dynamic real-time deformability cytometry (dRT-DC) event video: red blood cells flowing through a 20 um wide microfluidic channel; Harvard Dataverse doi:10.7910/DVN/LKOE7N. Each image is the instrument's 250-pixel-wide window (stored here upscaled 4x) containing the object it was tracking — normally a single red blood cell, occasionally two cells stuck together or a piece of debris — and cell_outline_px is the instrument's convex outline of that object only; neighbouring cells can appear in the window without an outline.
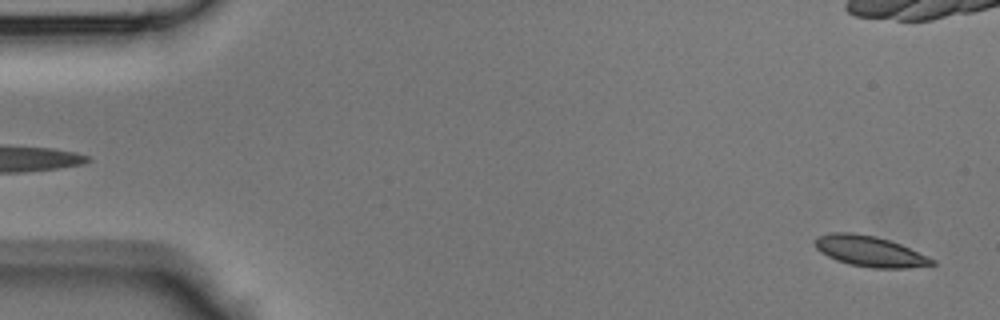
{"species": "Egyptian fruit bat (a non-hibernating species)", "species_latin": "Rousettus aegyptiacus", "temperature_condition": "room temperature", "stored_images_in_passage": 45, "camera_frame_rate_fps": 3000, "um_per_image_px": 0.085, "animal": {"sex": "male"}, "frame": {"image": 1, "passage_image": 1, "time_ms": 0.0, "image_size_px": [1000, 320], "cell_outline_px": [[936, 264], [908, 268], [872, 268], [848, 264], [836, 260], [820, 252], [816, 248], [816, 236], [832, 232], [852, 232], [876, 236], [900, 244], [928, 256], [936, 260]], "centroid_in_image_um": [73.93, 21.36], "position_along_channel_um": 11.1, "area_um2": 20.92}}
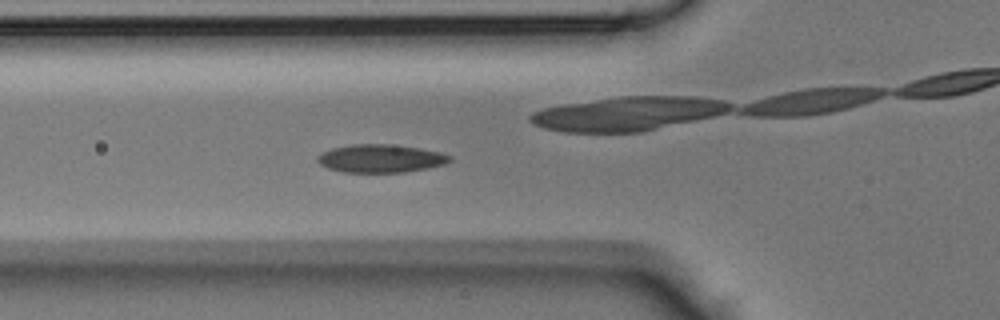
{"frame": {"image": 2, "passage_image": 15, "time_ms": 4.667, "image_size_px": [1000, 320], "cell_outline_px": [[452, 160], [444, 164], [404, 172], [344, 172], [328, 168], [320, 164], [316, 160], [316, 156], [320, 152], [332, 148], [352, 144], [388, 144], [420, 148], [440, 152], [452, 156]], "centroid_in_image_um": [32.31, 13.46], "position_along_channel_um": 93.5, "area_um2": 21.62}}